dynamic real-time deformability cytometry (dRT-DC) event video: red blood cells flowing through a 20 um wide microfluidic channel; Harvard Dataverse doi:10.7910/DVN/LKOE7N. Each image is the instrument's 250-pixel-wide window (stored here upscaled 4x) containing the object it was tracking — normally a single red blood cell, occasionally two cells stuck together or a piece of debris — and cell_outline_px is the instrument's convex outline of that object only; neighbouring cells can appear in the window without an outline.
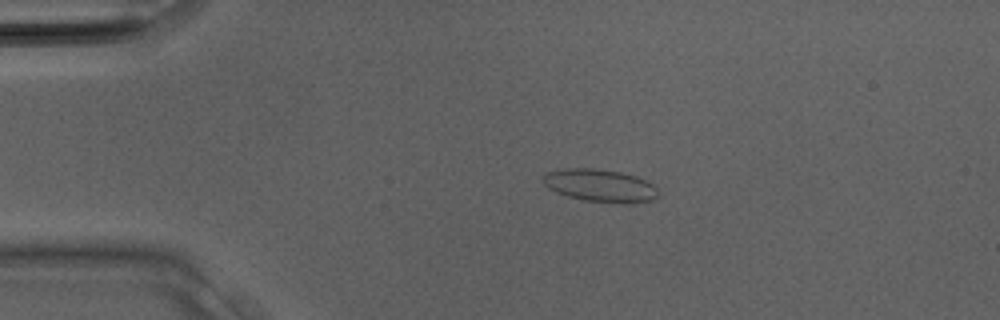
{"species": "Egyptian fruit bat (a non-hibernating species)", "species_latin": "Rousettus aegyptiacus", "temperature_condition": "room temperature", "stored_images_in_passage": 12, "camera_frame_rate_fps": 3000, "um_per_image_px": 0.085, "animal": {"sex": "male"}, "frame": {"image": 1, "passage_image": 7, "time_ms": 2.0, "image_size_px": [1000, 320], "cell_outline_px": [[660, 196], [652, 200], [632, 204], [620, 204], [584, 200], [568, 196], [556, 192], [548, 188], [540, 180], [548, 172], [560, 168], [592, 168], [620, 172], [636, 176], [652, 184], [656, 188]], "centroid_in_image_um": [51.01, 15.78], "position_along_channel_um": 34.0, "area_um2": 22.2}}